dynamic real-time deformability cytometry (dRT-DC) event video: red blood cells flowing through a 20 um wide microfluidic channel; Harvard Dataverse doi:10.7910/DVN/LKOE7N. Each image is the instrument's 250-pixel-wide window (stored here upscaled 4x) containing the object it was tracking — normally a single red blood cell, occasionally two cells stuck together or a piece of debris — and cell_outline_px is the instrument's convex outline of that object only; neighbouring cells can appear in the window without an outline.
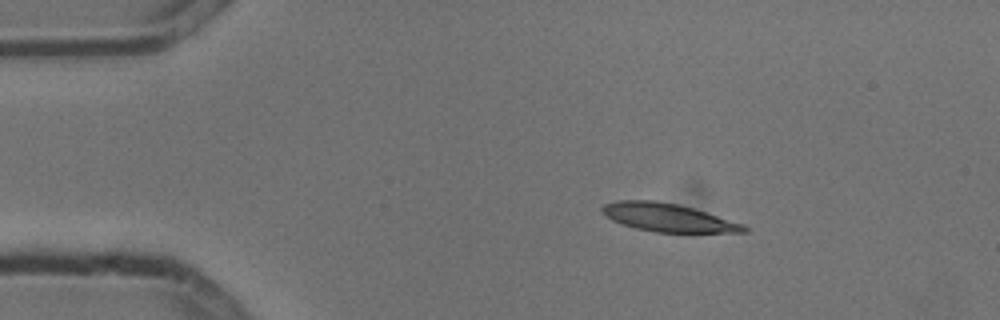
{"species": "common noctule bat (a hibernating species)", "species_latin": "Nyctalus noctula", "temperature_condition": "cold", "stored_images_in_passage": 6, "camera_frame_rate_fps": 3000, "um_per_image_px": 0.085, "animal": {"sex": "male", "body_mass_g": 13.3}, "frame": {"image": 1, "passage_image": 3, "time_ms": 0.667, "image_size_px": [1000, 320], "cell_outline_px": [[748, 232], [652, 232], [636, 228], [612, 220], [604, 216], [600, 212], [600, 208], [604, 204], [616, 200], [656, 200], [680, 204], [744, 224], [748, 228]], "centroid_in_image_um": [56.73, 18.48], "position_along_channel_um": 28.3, "area_um2": 23.35}}
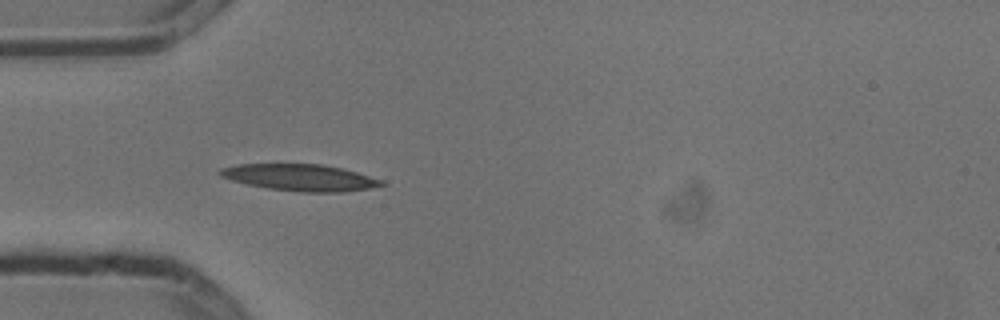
{"frame": {"image": 2, "passage_image": 5, "time_ms": 1.333, "image_size_px": [1000, 320], "cell_outline_px": [[384, 184], [368, 188], [344, 192], [300, 192], [268, 188], [248, 184], [232, 180], [220, 176], [216, 172], [220, 168], [236, 164], [324, 164], [356, 172], [384, 180]], "centroid_in_image_um": [25.47, 15.08], "position_along_channel_um": 59.5, "area_um2": 24.97}}